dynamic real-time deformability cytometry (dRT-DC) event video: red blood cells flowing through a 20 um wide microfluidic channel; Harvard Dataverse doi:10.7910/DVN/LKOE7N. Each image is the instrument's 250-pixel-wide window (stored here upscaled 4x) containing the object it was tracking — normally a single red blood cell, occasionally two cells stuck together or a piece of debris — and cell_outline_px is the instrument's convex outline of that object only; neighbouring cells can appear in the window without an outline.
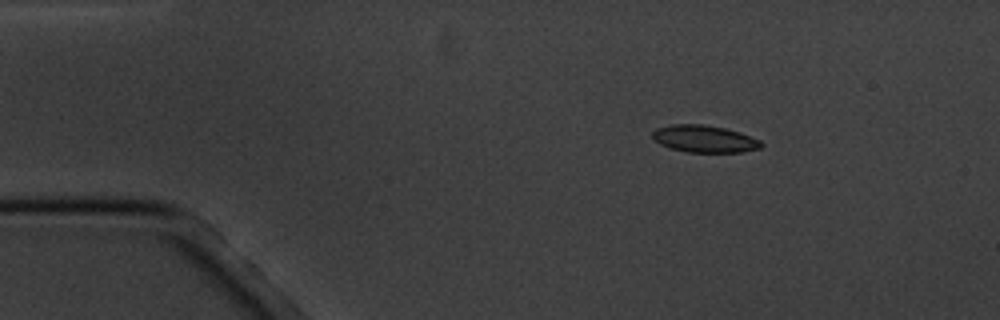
{"species": "common noctule bat (a hibernating species)", "species_latin": "Nyctalus noctula", "temperature_condition": "cold", "stored_images_in_passage": 15, "camera_frame_rate_fps": 3000, "um_per_image_px": 0.085, "animal": {"sex": "male", "body_mass_g": 20.1, "forearm_length_mm": 53.5}, "frame": {"image": 1, "passage_image": 2, "time_ms": 1.333, "image_size_px": [1000, 320], "cell_outline_px": [[764, 144], [760, 148], [740, 152], [688, 152], [672, 148], [660, 144], [652, 136], [652, 132], [656, 128], [672, 124], [704, 124], [724, 128], [740, 132], [760, 140]], "centroid_in_image_um": [59.88, 11.79], "position_along_channel_um": 25.1, "area_um2": 17.11}}
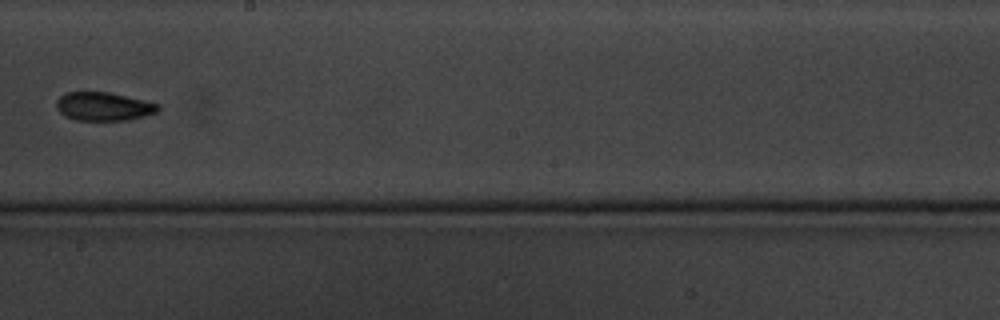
{"frame": {"image": 2, "passage_image": 8, "time_ms": 9.333, "image_size_px": [1000, 320], "cell_outline_px": [[160, 108], [156, 112], [144, 116], [128, 120], [76, 120], [64, 116], [56, 108], [56, 100], [64, 92], [108, 92], [144, 100], [160, 104]], "centroid_in_image_um": [8.78, 9.04], "position_along_channel_um": 239.4, "area_um2": 16.94}}
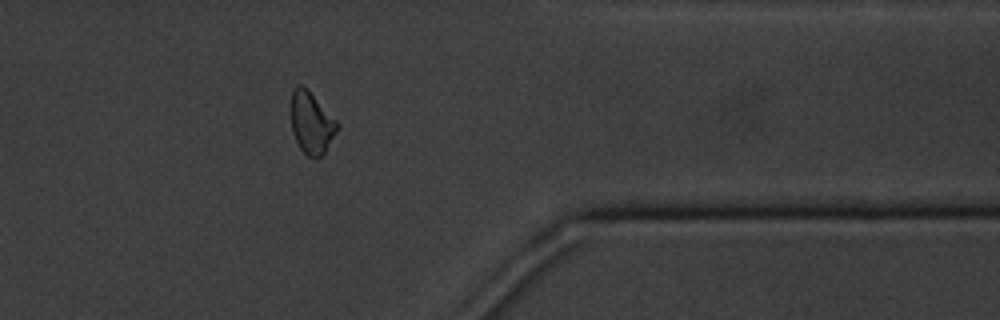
{"frame": {"image": 3, "passage_image": 12, "time_ms": 14.0, "image_size_px": [1000, 320], "cell_outline_px": [[336, 132], [324, 152], [316, 160], [308, 156], [300, 148], [292, 132], [292, 92], [296, 84], [304, 84], [308, 88], [336, 120]], "centroid_in_image_um": [26.45, 10.41], "position_along_channel_um": 384.9, "area_um2": 16.42}, "authors_computed_cell_mechanics": {"area_um2": 16.9354, "velocity_mm_per_s": 3.4496, "shape_relaxation_time_tau1_ms": 2.7935, "shape_relaxation_time_tau2_ms": 6.8109, "deformation_change_tau1": 0.0794, "deformation_change_tau2": 0.115}}